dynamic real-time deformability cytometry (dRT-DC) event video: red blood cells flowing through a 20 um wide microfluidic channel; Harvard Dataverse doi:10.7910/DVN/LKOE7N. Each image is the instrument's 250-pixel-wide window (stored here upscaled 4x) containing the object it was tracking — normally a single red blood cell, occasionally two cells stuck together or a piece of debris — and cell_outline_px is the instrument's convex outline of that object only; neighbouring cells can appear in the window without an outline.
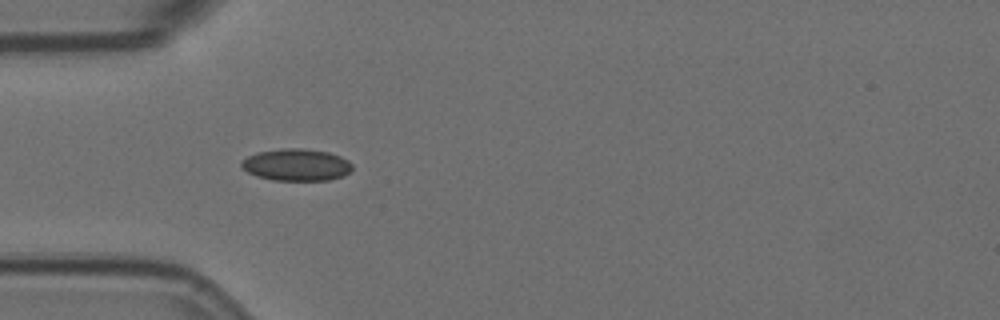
{"species": "Egyptian fruit bat (a non-hibernating species)", "species_latin": "Rousettus aegyptiacus", "temperature_condition": "room temperature", "stored_images_in_passage": 3, "camera_frame_rate_fps": 3000, "um_per_image_px": 0.085, "animal": {"sex": "female"}, "frame": {"image": 1, "passage_image": 3, "time_ms": 0.667, "image_size_px": [1000, 320], "cell_outline_px": [[352, 168], [344, 176], [328, 180], [272, 180], [256, 176], [240, 168], [240, 160], [256, 152], [280, 148], [304, 148], [328, 152], [340, 156], [348, 160], [352, 164]], "centroid_in_image_um": [25.15, 14.0], "position_along_channel_um": 59.8, "area_um2": 20.92}}